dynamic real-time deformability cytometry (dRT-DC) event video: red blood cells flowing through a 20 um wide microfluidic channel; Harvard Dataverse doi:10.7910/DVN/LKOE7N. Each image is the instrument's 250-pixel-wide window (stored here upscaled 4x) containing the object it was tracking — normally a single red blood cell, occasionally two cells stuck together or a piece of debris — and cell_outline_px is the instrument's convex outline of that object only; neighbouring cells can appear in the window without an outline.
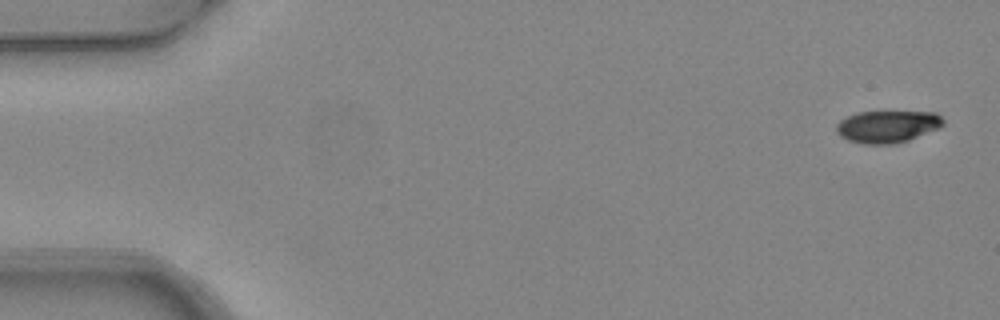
{"species": "common noctule bat (a hibernating species)", "species_latin": "Nyctalus noctula", "temperature_condition": "warm", "stored_images_in_passage": 6, "camera_frame_rate_fps": 3000, "um_per_image_px": 0.085, "animal": {"sex": "female", "body_mass_g": 24.6, "forearm_length_mm": 56.2}, "frame": {"image": 1, "passage_image": 1, "time_ms": 0.0, "image_size_px": [1000, 320], "cell_outline_px": [[944, 124], [940, 128], [908, 140], [896, 144], [864, 144], [848, 140], [840, 136], [836, 132], [836, 124], [840, 120], [856, 112], [936, 112], [944, 120]], "centroid_in_image_um": [75.43, 10.76], "position_along_channel_um": 9.6, "area_um2": 20.11}}
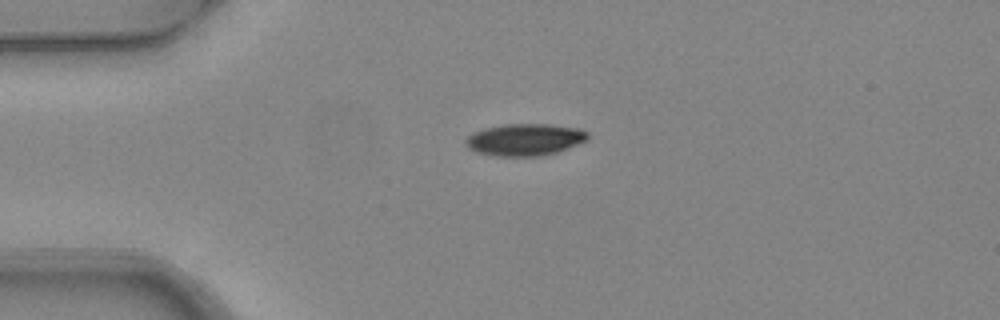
{"frame": {"image": 2, "passage_image": 4, "time_ms": 1.0, "image_size_px": [1000, 320], "cell_outline_px": [[588, 140], [568, 148], [556, 152], [540, 156], [496, 156], [476, 152], [468, 148], [464, 144], [464, 140], [472, 132], [484, 128], [504, 124], [548, 124], [580, 128], [588, 132]], "centroid_in_image_um": [44.59, 11.86], "position_along_channel_um": 40.4, "area_um2": 22.95}}
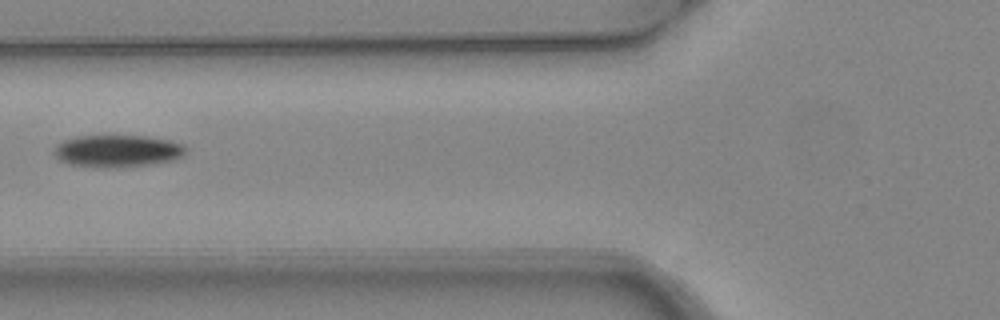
{"frame": {"image": 3, "passage_image": 6, "time_ms": 1.667, "image_size_px": [1000, 320], "cell_outline_px": [[188, 148], [184, 156], [172, 160], [148, 164], [68, 164], [60, 160], [56, 156], [56, 144], [64, 140], [76, 136], [144, 136], [168, 140], [184, 144]], "centroid_in_image_um": [10.05, 12.77], "position_along_channel_um": 115.7, "area_um2": 23.35}}